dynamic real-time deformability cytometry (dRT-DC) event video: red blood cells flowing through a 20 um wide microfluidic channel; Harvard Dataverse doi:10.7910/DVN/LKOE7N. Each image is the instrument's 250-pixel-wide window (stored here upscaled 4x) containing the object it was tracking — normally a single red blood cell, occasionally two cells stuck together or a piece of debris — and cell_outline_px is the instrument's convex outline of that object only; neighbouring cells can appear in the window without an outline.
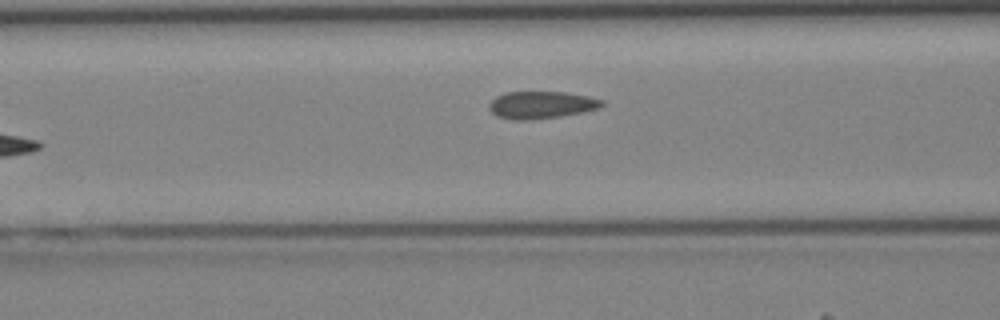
{"species": "Egyptian fruit bat (a non-hibernating species)", "species_latin": "Rousettus aegyptiacus", "temperature_condition": "cold", "stored_images_in_passage": 29, "camera_frame_rate_fps": 3000, "um_per_image_px": 0.085, "animal": {"sex": "female"}, "frame": {"image": 1, "passage_image": 6, "time_ms": 1.667, "image_size_px": [1000, 320], "cell_outline_px": [[608, 104], [600, 108], [560, 116], [528, 120], [516, 120], [496, 116], [488, 108], [488, 104], [496, 96], [504, 92], [564, 92], [588, 96], [604, 100]], "centroid_in_image_um": [46.02, 8.91], "position_along_channel_um": 120.6, "area_um2": 18.03}}
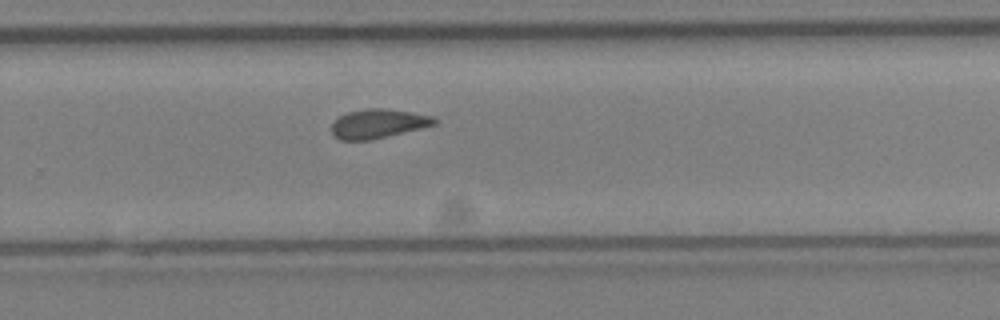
{"frame": {"image": 2, "passage_image": 17, "time_ms": 5.333, "image_size_px": [1000, 320], "cell_outline_px": [[436, 124], [372, 140], [340, 140], [332, 132], [332, 124], [340, 116], [348, 112], [364, 108], [384, 108], [412, 112], [432, 116], [436, 120]], "centroid_in_image_um": [32.13, 10.5], "position_along_channel_um": 297.7, "area_um2": 17.28}}
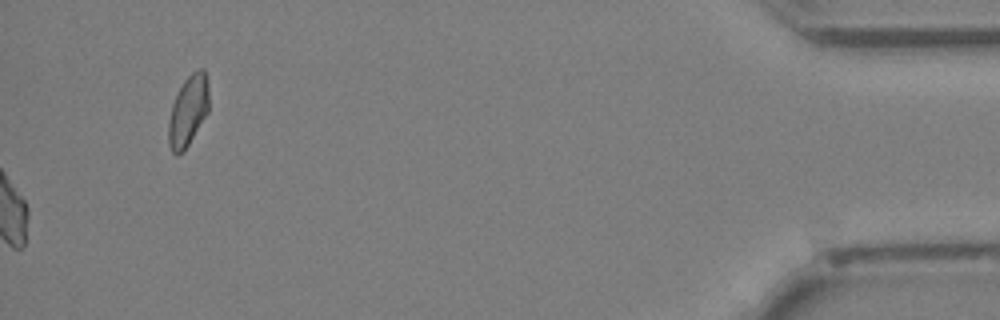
{"frame": {"image": 3, "passage_image": 29, "time_ms": 9.333, "image_size_px": [1000, 320], "cell_outline_px": [[208, 112], [184, 152], [176, 156], [172, 152], [168, 144], [168, 120], [172, 104], [184, 80], [196, 68], [204, 68], [208, 84]], "centroid_in_image_um": [15.98, 9.44], "position_along_channel_um": 419.2, "area_um2": 16.76}}